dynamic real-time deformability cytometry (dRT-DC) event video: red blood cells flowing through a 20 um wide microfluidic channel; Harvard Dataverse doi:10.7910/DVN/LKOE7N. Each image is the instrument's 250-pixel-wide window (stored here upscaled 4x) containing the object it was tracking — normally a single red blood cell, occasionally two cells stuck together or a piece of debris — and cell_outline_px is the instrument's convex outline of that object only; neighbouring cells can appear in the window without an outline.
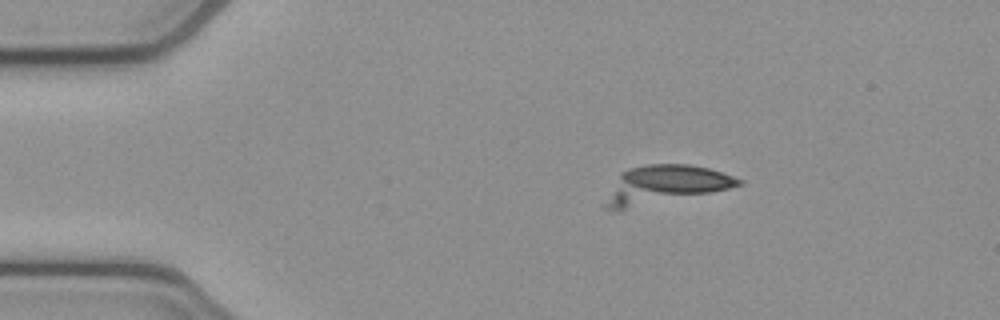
{"species": "common noctule bat (a hibernating species)", "species_latin": "Nyctalus noctula", "temperature_condition": "cold", "stored_images_in_passage": 6, "camera_frame_rate_fps": 3000, "um_per_image_px": 0.085, "animal": {"sex": "female", "body_mass_g": 21.9}, "frame": {"image": 1, "passage_image": 4, "time_ms": 1.0, "image_size_px": [1000, 320], "cell_outline_px": [[744, 184], [712, 192], [624, 208], [604, 208], [604, 204], [620, 172], [628, 168], [648, 164], [688, 164], [708, 168], [744, 180]], "centroid_in_image_um": [56.56, 15.64], "position_along_channel_um": 28.4, "area_um2": 28.5}}